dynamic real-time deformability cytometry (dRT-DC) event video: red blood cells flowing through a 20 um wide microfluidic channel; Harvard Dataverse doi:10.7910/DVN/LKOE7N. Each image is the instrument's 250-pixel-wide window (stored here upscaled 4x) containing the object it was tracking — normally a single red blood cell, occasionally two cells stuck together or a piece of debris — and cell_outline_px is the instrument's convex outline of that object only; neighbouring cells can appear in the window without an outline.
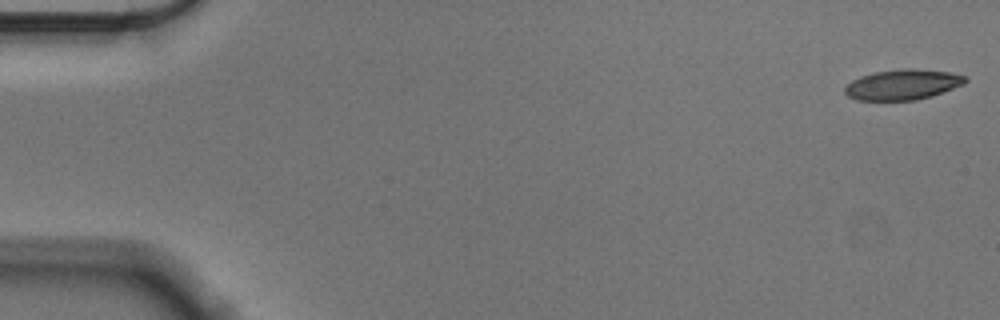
{"species": "Egyptian fruit bat (a non-hibernating species)", "species_latin": "Rousettus aegyptiacus", "temperature_condition": "cold", "stored_images_in_passage": 56, "camera_frame_rate_fps": 3000, "um_per_image_px": 0.085, "animal": {"sex": "male"}, "frame": {"image": 1, "passage_image": 1, "time_ms": 0.0, "image_size_px": [1000, 320], "cell_outline_px": [[968, 80], [964, 84], [932, 96], [916, 100], [856, 100], [848, 96], [844, 92], [844, 88], [852, 80], [860, 76], [872, 72], [900, 68], [912, 68], [948, 72], [968, 76]], "centroid_in_image_um": [76.73, 7.18], "position_along_channel_um": 8.3, "area_um2": 21.5}}
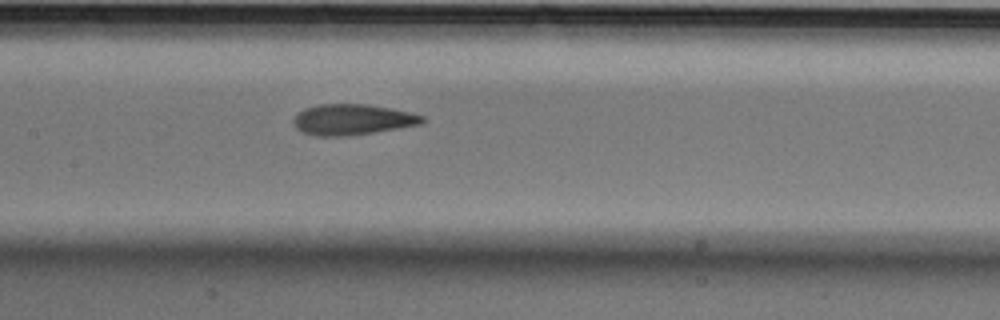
{"frame": {"image": 2, "passage_image": 27, "time_ms": 8.667, "image_size_px": [1000, 320], "cell_outline_px": [[424, 124], [348, 136], [316, 136], [304, 132], [296, 128], [292, 120], [296, 112], [304, 108], [320, 104], [368, 104], [392, 108], [412, 112], [424, 116]], "centroid_in_image_um": [29.96, 10.15], "position_along_channel_um": 177.4, "area_um2": 23.35}}
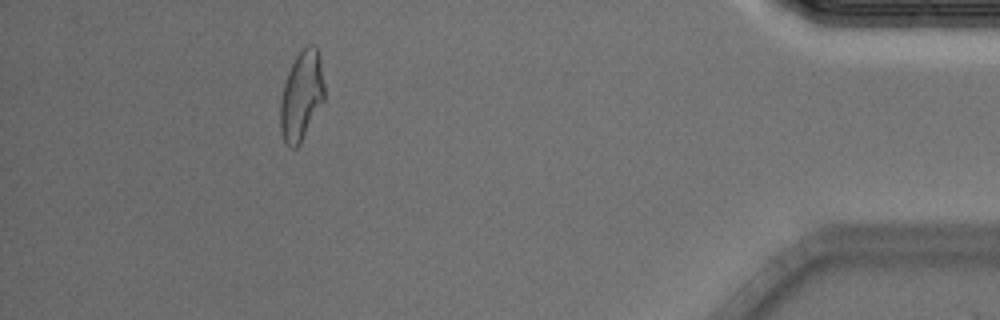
{"frame": {"image": 3, "passage_image": 51, "time_ms": 16.667, "image_size_px": [1000, 320], "cell_outline_px": [[324, 100], [300, 144], [296, 148], [292, 148], [284, 140], [280, 132], [280, 100], [284, 84], [288, 72], [296, 56], [308, 44], [316, 44], [320, 56], [324, 84]], "centroid_in_image_um": [25.63, 8.12], "position_along_channel_um": 409.6, "area_um2": 22.95}, "authors_computed_cell_mechanics": {"area_um2": 22.9755, "velocity_mm_per_s": 3.556, "shape_relaxation_time_tau1_ms": 4.4727, "shape_relaxation_time_tau2_ms": 2.0683, "deformation_change_tau1": 0.1583, "deformation_change_tau2": 0.0979}}